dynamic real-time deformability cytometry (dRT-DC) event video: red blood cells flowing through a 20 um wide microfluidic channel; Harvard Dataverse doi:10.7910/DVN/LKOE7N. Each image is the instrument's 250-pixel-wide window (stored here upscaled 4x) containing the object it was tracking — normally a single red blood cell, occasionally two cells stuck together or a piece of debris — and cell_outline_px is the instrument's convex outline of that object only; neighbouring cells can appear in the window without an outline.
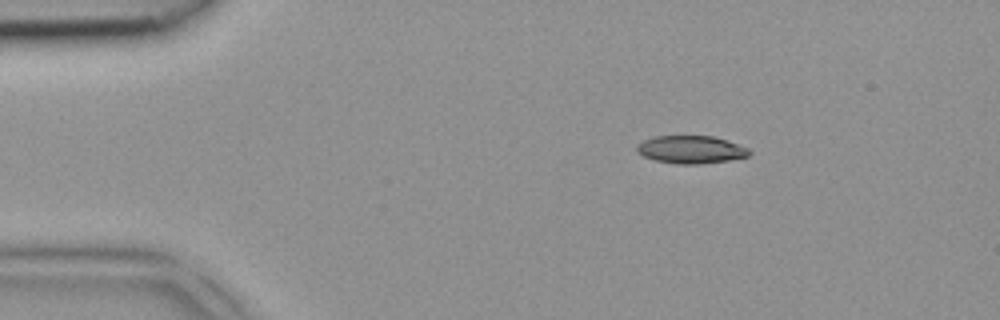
{"species": "common noctule bat (a hibernating species)", "species_latin": "Nyctalus noctula", "temperature_condition": "room temperature", "stored_images_in_passage": 4, "camera_frame_rate_fps": 3000, "um_per_image_px": 0.085, "animal": {"sex": "female", "body_mass_g": 18.4}, "frame": {"image": 1, "passage_image": 3, "time_ms": 0.667, "image_size_px": [1000, 320], "cell_outline_px": [[752, 152], [748, 156], [728, 160], [700, 164], [676, 164], [656, 160], [644, 156], [636, 152], [636, 144], [644, 140], [656, 136], [712, 136], [728, 140], [748, 148]], "centroid_in_image_um": [58.72, 12.71], "position_along_channel_um": 26.3, "area_um2": 18.21}}
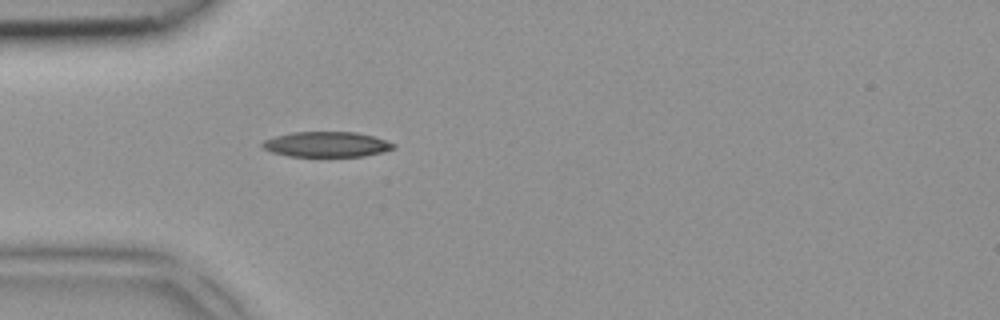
{"frame": {"image": 2, "passage_image": 4, "time_ms": 1.0, "image_size_px": [1000, 320], "cell_outline_px": [[396, 148], [364, 156], [288, 156], [272, 152], [264, 148], [260, 144], [264, 140], [276, 136], [292, 132], [356, 132], [372, 136], [396, 144]], "centroid_in_image_um": [27.75, 12.27], "position_along_channel_um": 57.3, "area_um2": 19.13}}